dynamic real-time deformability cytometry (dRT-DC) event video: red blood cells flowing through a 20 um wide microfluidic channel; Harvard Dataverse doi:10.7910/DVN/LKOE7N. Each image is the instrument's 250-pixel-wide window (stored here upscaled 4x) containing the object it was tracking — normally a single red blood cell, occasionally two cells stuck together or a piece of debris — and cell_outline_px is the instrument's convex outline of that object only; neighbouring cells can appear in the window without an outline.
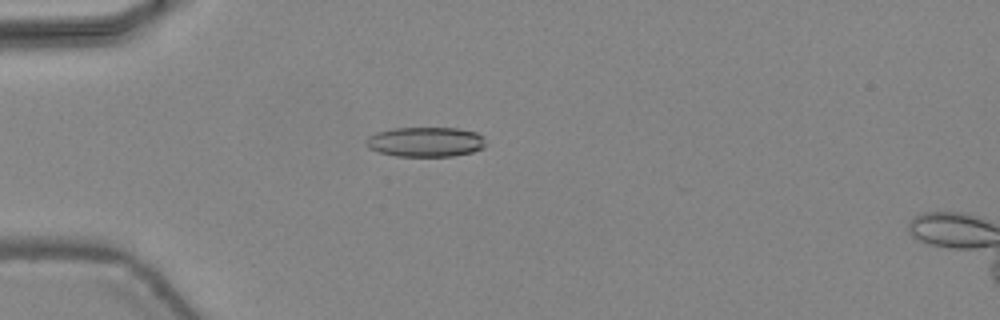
{"species": "common noctule bat (a hibernating species)", "species_latin": "Nyctalus noctula", "temperature_condition": "warm", "stored_images_in_passage": 45, "camera_frame_rate_fps": 3000, "um_per_image_px": 0.085, "animal": {"sex": "female", "body_mass_g": 24.6, "forearm_length_mm": 56.2}, "frame": {"image": 1, "passage_image": 14, "time_ms": 4.333, "image_size_px": [1000, 320], "cell_outline_px": [[488, 144], [484, 148], [472, 152], [452, 156], [396, 156], [380, 152], [368, 148], [364, 144], [364, 140], [368, 136], [376, 132], [392, 128], [456, 128], [476, 132], [484, 136]], "centroid_in_image_um": [36.18, 12.06], "position_along_channel_um": 48.8, "area_um2": 21.1}}
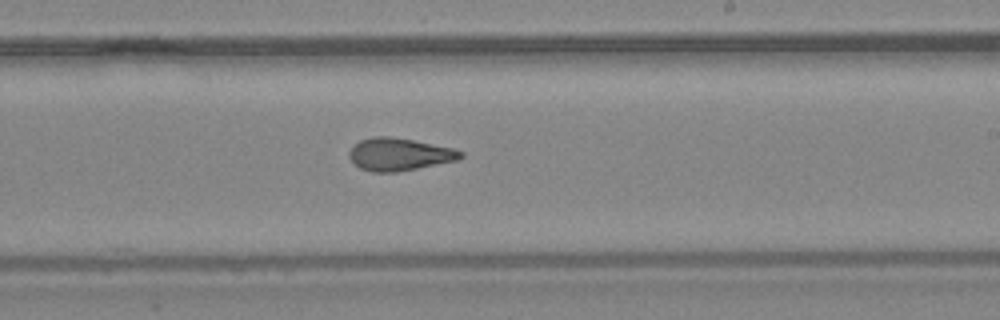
{"frame": {"image": 2, "passage_image": 29, "time_ms": 9.333, "image_size_px": [1000, 320], "cell_outline_px": [[464, 156], [456, 160], [396, 172], [372, 172], [360, 168], [348, 156], [348, 152], [360, 140], [376, 136], [388, 136], [412, 140], [456, 148], [464, 152]], "centroid_in_image_um": [33.95, 13.11], "position_along_channel_um": 255.0, "area_um2": 20.92}}
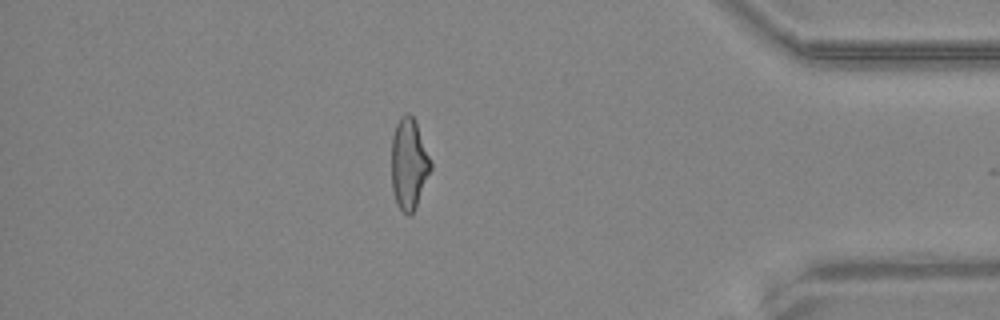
{"frame": {"image": 3, "passage_image": 41, "time_ms": 13.333, "image_size_px": [1000, 320], "cell_outline_px": [[432, 168], [416, 208], [408, 216], [396, 204], [392, 188], [392, 136], [396, 124], [400, 116], [404, 112], [408, 112], [416, 120], [432, 164]], "centroid_in_image_um": [34.76, 13.9], "position_along_channel_um": 400.4, "area_um2": 20.98}, "authors_computed_cell_mechanics": {"area_um2": 21.097, "velocity_mm_per_s": 4.4986, "shape_relaxation_time_tau1_ms": null, "shape_relaxation_time_tau2_ms": 1.8849, "deformation_change_tau1": null, "deformation_change_tau2": 0.1035}}